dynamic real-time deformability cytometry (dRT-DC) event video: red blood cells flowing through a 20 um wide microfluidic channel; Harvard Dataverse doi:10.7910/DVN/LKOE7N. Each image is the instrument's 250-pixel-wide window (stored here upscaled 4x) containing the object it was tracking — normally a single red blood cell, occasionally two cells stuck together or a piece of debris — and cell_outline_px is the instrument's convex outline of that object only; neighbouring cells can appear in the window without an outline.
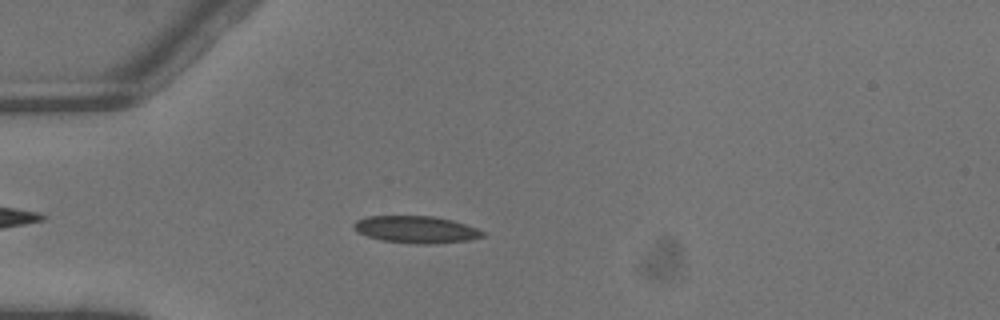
{"species": "common noctule bat (a hibernating species)", "species_latin": "Nyctalus noctula", "temperature_condition": "warm", "stored_images_in_passage": 4, "camera_frame_rate_fps": 3000, "um_per_image_px": 0.085, "animal": {"sex": "male", "body_mass_g": 13.3}, "frame": {"image": 1, "passage_image": 4, "time_ms": 1.0, "image_size_px": [1000, 320], "cell_outline_px": [[484, 236], [468, 240], [432, 244], [416, 244], [380, 240], [356, 232], [352, 228], [352, 224], [356, 220], [368, 216], [432, 216], [452, 220], [476, 228], [484, 232]], "centroid_in_image_um": [35.31, 19.51], "position_along_channel_um": 49.7, "area_um2": 20.35}}